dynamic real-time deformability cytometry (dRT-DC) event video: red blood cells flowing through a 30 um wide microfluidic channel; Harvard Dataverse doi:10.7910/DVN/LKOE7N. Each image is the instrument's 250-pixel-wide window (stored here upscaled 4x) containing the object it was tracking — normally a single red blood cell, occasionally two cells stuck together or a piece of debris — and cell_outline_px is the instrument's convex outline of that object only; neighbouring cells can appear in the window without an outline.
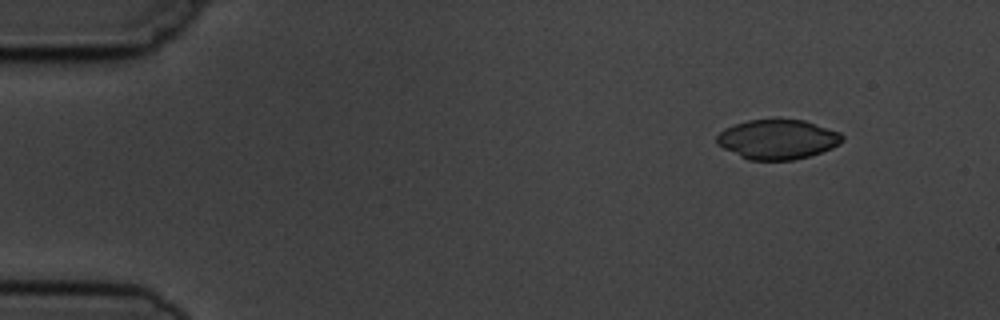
{"species": "common noctule bat (a hibernating species)", "species_latin": "Nyctalus noctula", "temperature_condition": "cold", "stored_images_in_passage": 5, "camera_frame_rate_fps": 3000, "um_per_image_px": 0.085, "animal": {"sex": "male", "body_mass_g": 19.5, "forearm_length_mm": 54.6}, "frame": {"image": 1, "passage_image": 1, "time_ms": 0.0, "image_size_px": [1000, 320], "cell_outline_px": [[844, 140], [840, 144], [832, 148], [808, 156], [792, 160], [748, 160], [716, 144], [716, 136], [724, 128], [748, 120], [804, 120], [840, 132], [844, 136]], "centroid_in_image_um": [66.1, 11.85], "position_along_channel_um": 18.9, "area_um2": 28.84}}